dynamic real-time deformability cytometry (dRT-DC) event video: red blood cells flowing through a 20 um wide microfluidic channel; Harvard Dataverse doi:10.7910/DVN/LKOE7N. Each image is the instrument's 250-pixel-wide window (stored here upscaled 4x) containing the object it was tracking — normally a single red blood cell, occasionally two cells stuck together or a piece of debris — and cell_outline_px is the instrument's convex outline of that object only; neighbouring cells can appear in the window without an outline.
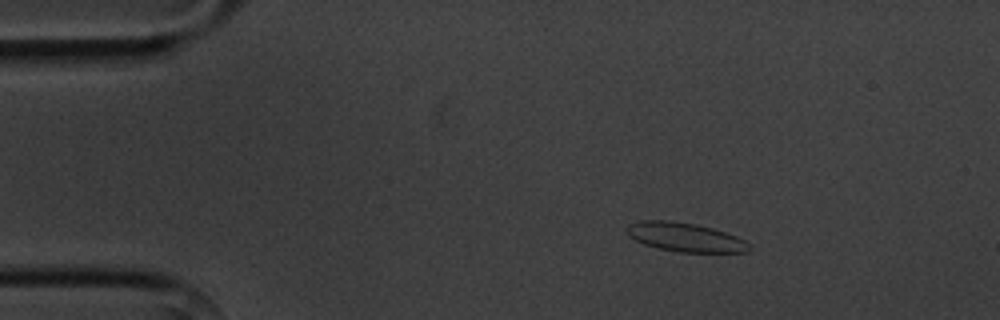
{"species": "common noctule bat (a hibernating species)", "species_latin": "Nyctalus noctula", "temperature_condition": "cold", "stored_images_in_passage": 4, "camera_frame_rate_fps": 3000, "um_per_image_px": 0.085, "animal": {"sex": "male", "body_mass_g": 20.1, "forearm_length_mm": 53.5}, "frame": {"image": 1, "passage_image": 2, "time_ms": 1.0, "image_size_px": [1000, 320], "cell_outline_px": [[752, 248], [748, 252], [680, 252], [660, 248], [644, 244], [628, 236], [624, 228], [628, 224], [640, 220], [668, 220], [696, 224], [712, 228], [736, 236], [744, 240]], "centroid_in_image_um": [58.2, 20.15], "position_along_channel_um": 26.8, "area_um2": 20.63}}